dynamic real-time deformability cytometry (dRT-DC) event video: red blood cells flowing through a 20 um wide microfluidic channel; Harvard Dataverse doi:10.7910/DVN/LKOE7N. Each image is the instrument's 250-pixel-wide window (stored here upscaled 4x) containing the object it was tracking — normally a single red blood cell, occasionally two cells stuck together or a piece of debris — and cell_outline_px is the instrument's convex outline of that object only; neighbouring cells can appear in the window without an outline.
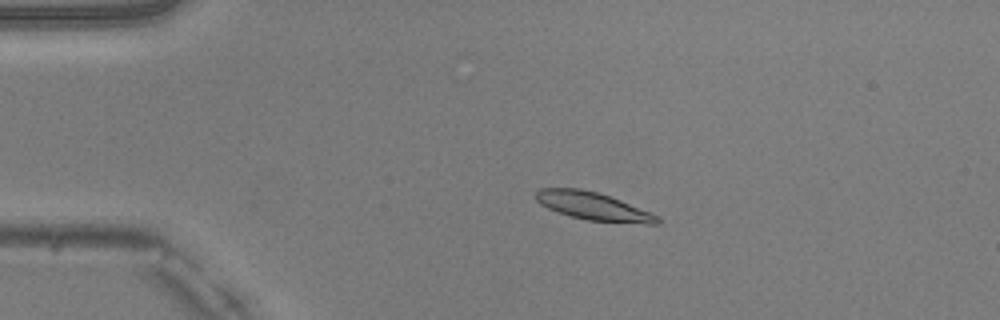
{"species": "common noctule bat (a hibernating species)", "species_latin": "Nyctalus noctula", "temperature_condition": "warm", "stored_images_in_passage": 51, "camera_frame_rate_fps": 3000, "um_per_image_px": 0.085, "animal": {"sex": "male", "body_mass_g": 20.5, "forearm_length_mm": 52.5}, "frame": {"image": 1, "passage_image": 11, "time_ms": 3.333, "image_size_px": [1000, 320], "cell_outline_px": [[664, 220], [660, 224], [644, 224], [588, 220], [572, 216], [548, 208], [540, 204], [536, 200], [536, 192], [540, 188], [580, 188], [596, 192], [620, 200], [660, 216]], "centroid_in_image_um": [50.48, 17.54], "position_along_channel_um": 34.5, "area_um2": 19.65}}
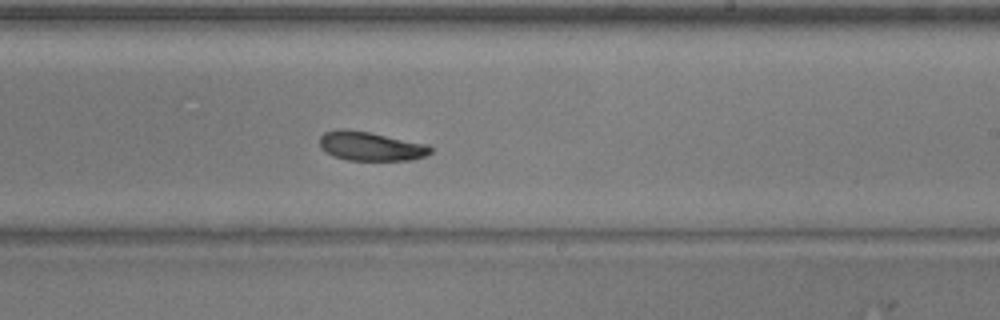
{"frame": {"image": 2, "passage_image": 31, "time_ms": 10.0, "image_size_px": [1000, 320], "cell_outline_px": [[432, 152], [424, 156], [412, 160], [348, 160], [332, 156], [320, 148], [320, 136], [324, 132], [340, 128], [344, 128], [368, 132], [428, 144], [432, 148]], "centroid_in_image_um": [31.49, 12.42], "position_along_channel_um": 257.5, "area_um2": 18.84}}
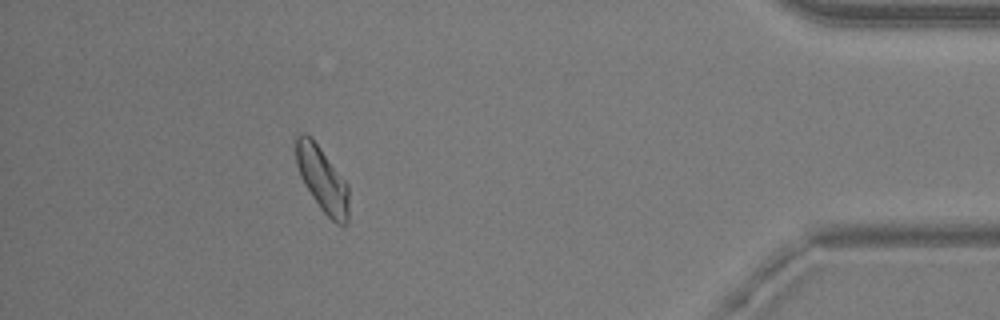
{"frame": {"image": 3, "passage_image": 46, "time_ms": 15.0, "image_size_px": [1000, 320], "cell_outline_px": [[348, 224], [336, 224], [320, 208], [304, 184], [300, 176], [296, 164], [296, 136], [300, 132], [304, 132], [312, 136], [348, 184]], "centroid_in_image_um": [27.38, 15.2], "position_along_channel_um": 407.8, "area_um2": 20.11}, "authors_computed_cell_mechanics": {"area_um2": 19.652, "velocity_mm_per_s": 3.9979, "shape_relaxation_time_tau1_ms": 5.0454, "shape_relaxation_time_tau2_ms": null, "deformation_change_tau1": 0.1162, "deformation_change_tau2": null}}